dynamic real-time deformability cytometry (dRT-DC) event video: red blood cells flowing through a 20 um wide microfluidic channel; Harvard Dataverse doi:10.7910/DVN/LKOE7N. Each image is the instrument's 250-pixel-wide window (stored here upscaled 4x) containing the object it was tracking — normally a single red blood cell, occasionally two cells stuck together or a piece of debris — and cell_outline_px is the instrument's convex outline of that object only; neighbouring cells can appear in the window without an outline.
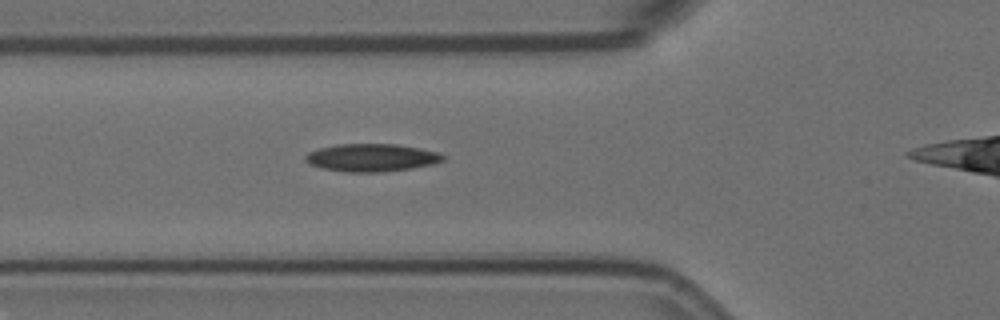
{"species": "Egyptian fruit bat (a non-hibernating species)", "species_latin": "Rousettus aegyptiacus", "temperature_condition": "room temperature", "stored_images_in_passage": 4, "camera_frame_rate_fps": 3000, "um_per_image_px": 0.085, "animal": {"sex": "female"}, "frame": {"image": 1, "passage_image": 3, "time_ms": 0.667, "image_size_px": [1000, 320], "cell_outline_px": [[448, 156], [444, 160], [432, 164], [412, 168], [380, 172], [344, 172], [320, 168], [308, 164], [304, 160], [304, 156], [308, 152], [320, 148], [336, 144], [396, 144], [420, 148], [440, 152]], "centroid_in_image_um": [31.58, 13.4], "position_along_channel_um": 94.2, "area_um2": 22.54}}